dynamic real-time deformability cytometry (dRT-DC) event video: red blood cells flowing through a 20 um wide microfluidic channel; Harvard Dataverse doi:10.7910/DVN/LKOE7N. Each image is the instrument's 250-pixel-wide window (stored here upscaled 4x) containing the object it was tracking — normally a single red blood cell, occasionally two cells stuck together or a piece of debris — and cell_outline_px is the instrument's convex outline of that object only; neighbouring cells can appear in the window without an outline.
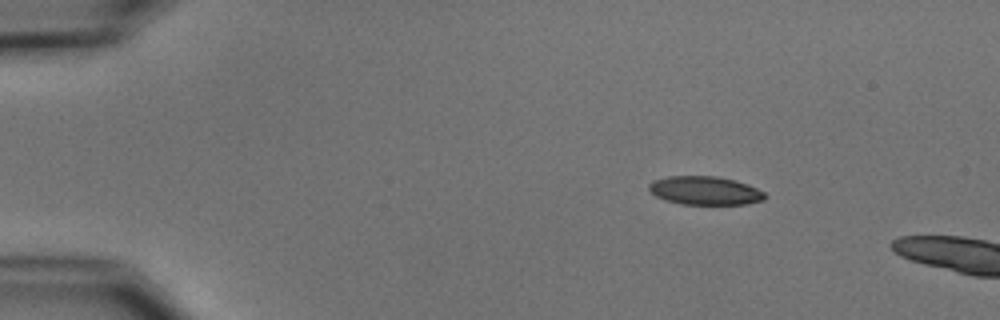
{"species": "common noctule bat (a hibernating species)", "species_latin": "Nyctalus noctula", "temperature_condition": "cold", "stored_images_in_passage": 3, "camera_frame_rate_fps": 3000, "um_per_image_px": 0.085, "animal": {"sex": "male", "body_mass_g": 15.6}, "frame": {"image": 1, "passage_image": 2, "time_ms": 1.333, "image_size_px": [1000, 320], "cell_outline_px": [[764, 200], [748, 204], [680, 204], [664, 200], [656, 196], [648, 188], [648, 184], [652, 180], [668, 176], [716, 176], [736, 180], [748, 184], [764, 192]], "centroid_in_image_um": [59.9, 16.19], "position_along_channel_um": 25.1, "area_um2": 19.36}}